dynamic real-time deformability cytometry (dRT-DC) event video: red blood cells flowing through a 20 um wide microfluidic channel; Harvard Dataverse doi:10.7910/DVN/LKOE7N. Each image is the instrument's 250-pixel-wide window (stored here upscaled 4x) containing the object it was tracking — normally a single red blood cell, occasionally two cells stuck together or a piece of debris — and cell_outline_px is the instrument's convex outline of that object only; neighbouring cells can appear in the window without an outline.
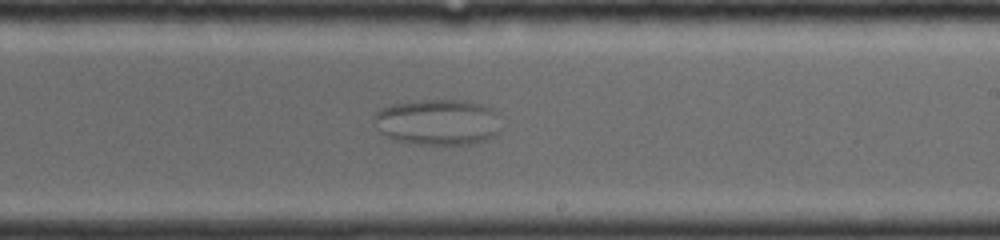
{"species": "common noctule bat (a hibernating species)", "species_latin": "Nyctalus noctula", "temperature_condition": "room temperature", "stored_images_in_passage": 51, "camera_frame_rate_fps": 4000, "um_per_image_px": 0.085, "animal": {"sex": "female", "body_mass_g": 19.0, "forearm_length_mm": 56.7}, "frame": {"image": 1, "passage_image": 25, "time_ms": 6.0, "image_size_px": [1000, 240], "cell_outline_px": [[500, 112], [496, 136], [488, 140], [472, 144], [412, 144], [396, 140], [380, 132], [376, 128], [376, 112], [380, 108], [392, 104], [424, 100], [460, 100], [480, 104], [492, 108]], "centroid_in_image_um": [37.25, 10.38], "position_along_channel_um": 251.7, "area_um2": 34.04}}